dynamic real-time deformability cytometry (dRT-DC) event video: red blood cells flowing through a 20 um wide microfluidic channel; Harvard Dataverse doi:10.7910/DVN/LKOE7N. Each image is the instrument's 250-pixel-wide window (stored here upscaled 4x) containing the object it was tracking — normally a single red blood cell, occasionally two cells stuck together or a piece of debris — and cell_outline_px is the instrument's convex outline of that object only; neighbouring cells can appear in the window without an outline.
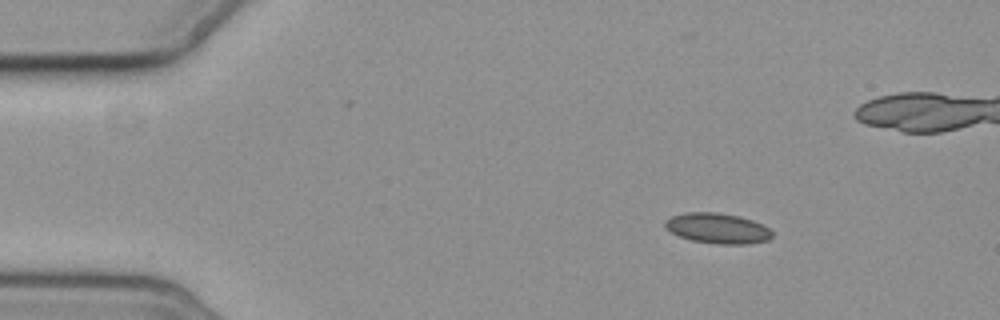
{"species": "common noctule bat (a hibernating species)", "species_latin": "Nyctalus noctula", "temperature_condition": "cold", "stored_images_in_passage": 5, "camera_frame_rate_fps": 3000, "um_per_image_px": 0.085, "animal": {"sex": "female", "body_mass_g": 19.3, "forearm_length_mm": 54.1}, "frame": {"image": 1, "passage_image": 1, "time_ms": 0.0, "image_size_px": [1000, 320], "cell_outline_px": [[772, 236], [768, 240], [748, 244], [720, 244], [692, 240], [680, 236], [672, 232], [664, 224], [664, 220], [672, 216], [684, 212], [716, 212], [740, 216], [752, 220], [768, 228], [772, 232]], "centroid_in_image_um": [60.99, 19.39], "position_along_channel_um": 24.0, "area_um2": 18.79}}